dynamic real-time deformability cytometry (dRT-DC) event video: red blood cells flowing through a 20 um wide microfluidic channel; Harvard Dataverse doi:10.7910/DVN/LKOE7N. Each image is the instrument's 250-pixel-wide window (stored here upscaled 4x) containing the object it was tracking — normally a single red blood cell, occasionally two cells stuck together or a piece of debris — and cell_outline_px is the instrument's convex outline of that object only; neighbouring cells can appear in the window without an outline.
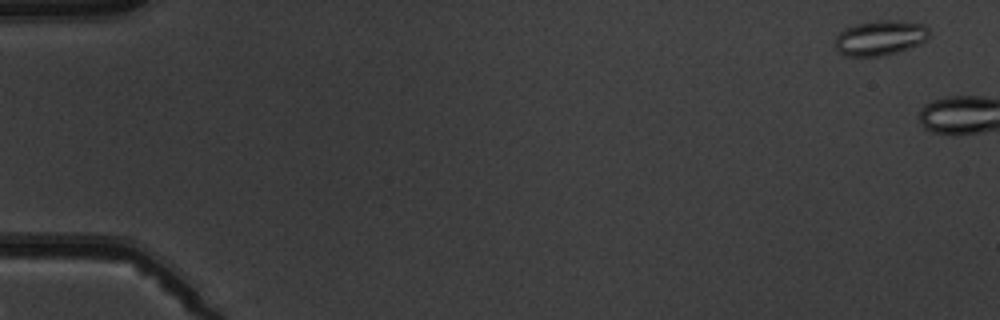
{"species": "common noctule bat (a hibernating species)", "species_latin": "Nyctalus noctula", "temperature_condition": "warm", "stored_images_in_passage": 7, "camera_frame_rate_fps": 3000, "um_per_image_px": 0.085, "animal": {"sex": "male", "body_mass_g": 19.5, "forearm_length_mm": 54.6}, "frame": {"image": 1, "passage_image": 1, "time_ms": 0.0, "image_size_px": [1000, 320], "cell_outline_px": [[928, 36], [920, 44], [884, 56], [848, 56], [840, 52], [836, 48], [836, 36], [844, 28], [856, 24], [876, 20], [892, 20], [924, 24], [928, 28]], "centroid_in_image_um": [74.8, 3.21], "position_along_channel_um": 10.2, "area_um2": 19.02}}